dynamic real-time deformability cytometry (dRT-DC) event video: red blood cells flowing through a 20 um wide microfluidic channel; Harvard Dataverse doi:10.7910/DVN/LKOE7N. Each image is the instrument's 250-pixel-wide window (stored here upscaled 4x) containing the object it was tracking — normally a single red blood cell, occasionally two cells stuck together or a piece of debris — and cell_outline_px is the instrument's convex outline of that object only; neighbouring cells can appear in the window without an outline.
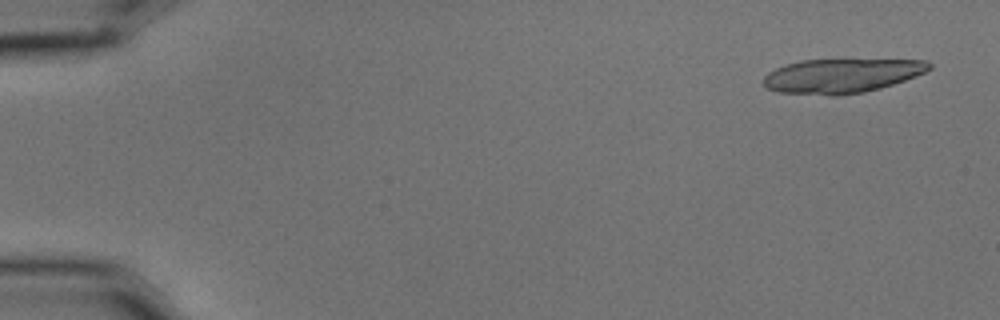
{"species": "common noctule bat (a hibernating species)", "species_latin": "Nyctalus noctula", "temperature_condition": "cold", "stored_images_in_passage": 6, "camera_frame_rate_fps": 3000, "um_per_image_px": 0.085, "animal": {"sex": "male", "body_mass_g": 15.6}, "frame": {"image": 1, "passage_image": 1, "time_ms": 0.0, "image_size_px": [1000, 320], "cell_outline_px": [[932, 68], [916, 76], [880, 88], [864, 92], [836, 96], [832, 96], [780, 92], [764, 88], [764, 76], [768, 72], [784, 64], [800, 60], [928, 60], [932, 64]], "centroid_in_image_um": [71.51, 6.44], "position_along_channel_um": 13.5, "area_um2": 33.12}}
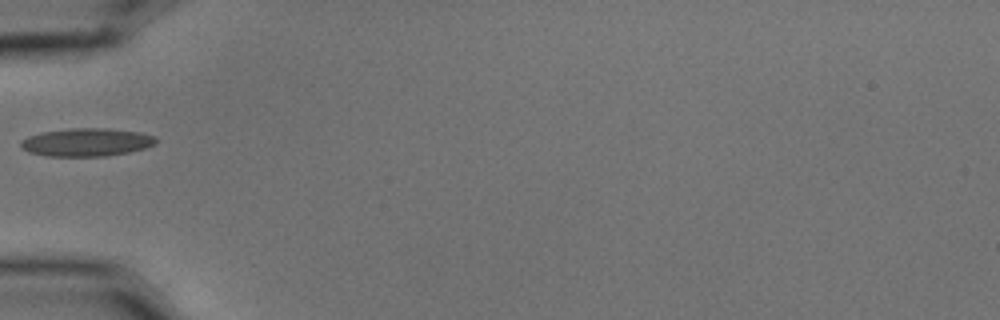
{"frame": {"image": 2, "passage_image": 5, "time_ms": 1.333, "image_size_px": [1000, 320], "cell_outline_px": [[156, 144], [144, 148], [128, 152], [104, 156], [48, 156], [28, 152], [20, 148], [20, 140], [28, 136], [40, 132], [68, 128], [108, 128], [140, 132], [156, 136]], "centroid_in_image_um": [7.32, 12.08], "position_along_channel_um": 77.7, "area_um2": 22.31}}
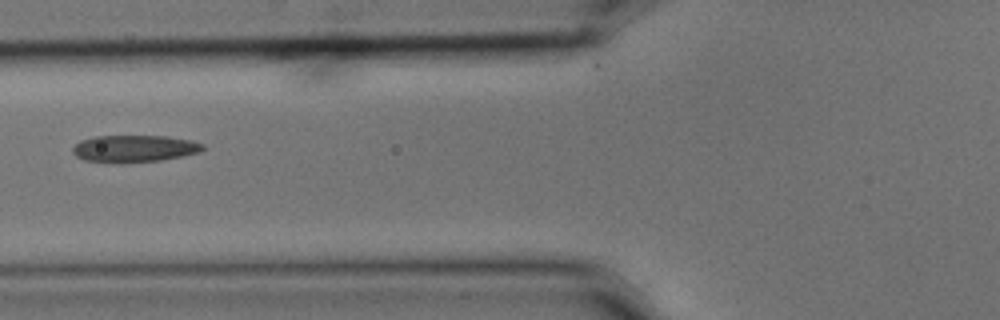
{"frame": {"image": 3, "passage_image": 6, "time_ms": 1.667, "image_size_px": [1000, 320], "cell_outline_px": [[204, 148], [200, 152], [184, 156], [160, 160], [84, 160], [76, 156], [72, 152], [72, 148], [80, 140], [96, 136], [168, 136], [192, 140], [204, 144]], "centroid_in_image_um": [11.48, 12.58], "position_along_channel_um": 114.3, "area_um2": 19.71}}